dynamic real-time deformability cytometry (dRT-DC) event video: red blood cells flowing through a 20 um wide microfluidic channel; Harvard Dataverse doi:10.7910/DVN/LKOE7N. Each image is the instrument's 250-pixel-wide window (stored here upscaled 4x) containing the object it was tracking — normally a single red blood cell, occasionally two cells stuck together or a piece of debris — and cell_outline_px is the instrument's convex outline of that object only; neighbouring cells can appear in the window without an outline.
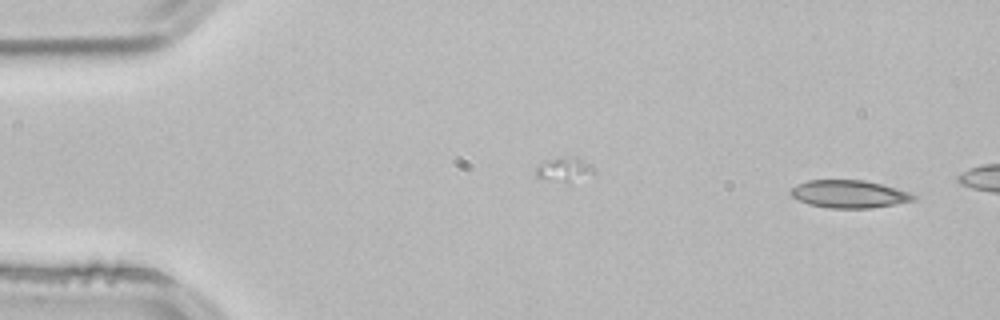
{"species": "common noctule bat (a hibernating species)", "species_latin": "Nyctalus noctula", "temperature_condition": "room temperature", "stored_images_in_passage": 2, "segment_of_instrument_passage": [2, 2], "camera_frame_rate_fps": 3000, "um_per_image_px": 0.085, "animal": {"sex": "male", "body_mass_g": 21.5, "forearm_length_mm": 52.0}, "frame": {"image": 1, "passage_image": 2, "time_ms": 0.333, "image_size_px": [1000, 320], "cell_outline_px": [[920, 196], [916, 200], [872, 208], [828, 208], [808, 204], [792, 196], [788, 192], [796, 184], [808, 180], [864, 180], [896, 188]], "centroid_in_image_um": [72.18, 16.49], "position_along_channel_um": 12.8, "area_um2": 19.88}}